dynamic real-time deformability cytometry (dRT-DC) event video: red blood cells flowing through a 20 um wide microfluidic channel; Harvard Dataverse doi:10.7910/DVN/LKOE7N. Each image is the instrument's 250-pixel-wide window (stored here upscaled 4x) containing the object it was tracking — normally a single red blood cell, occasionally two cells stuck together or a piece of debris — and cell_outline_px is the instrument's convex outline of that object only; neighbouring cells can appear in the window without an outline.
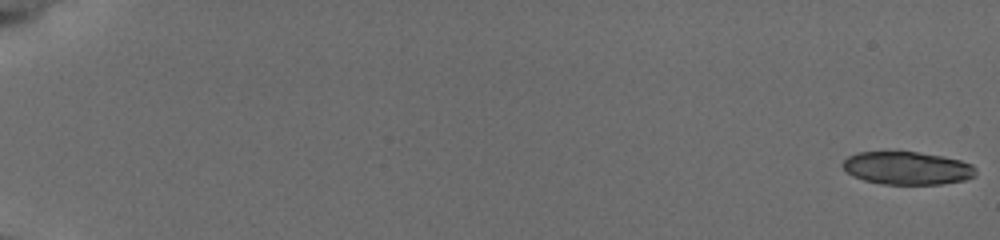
{"species": "common noctule bat (a hibernating species)", "species_latin": "Nyctalus noctula", "temperature_condition": "cold", "stored_images_in_passage": 28, "segment_of_instrument_passage": [1, 2], "camera_frame_rate_fps": 3000, "um_per_image_px": 0.085, "animal": {"sex": "female", "body_mass_g": 19.5, "forearm_length_mm": 54.1}, "frame": {"image": 1, "passage_image": 1, "time_ms": 0.0, "image_size_px": [1000, 240], "cell_outline_px": [[976, 176], [964, 180], [940, 184], [884, 184], [864, 180], [852, 176], [840, 164], [848, 156], [856, 152], [920, 152], [960, 160], [972, 164], [976, 168]], "centroid_in_image_um": [77.11, 14.29], "position_along_channel_um": 7.9, "area_um2": 25.55}}
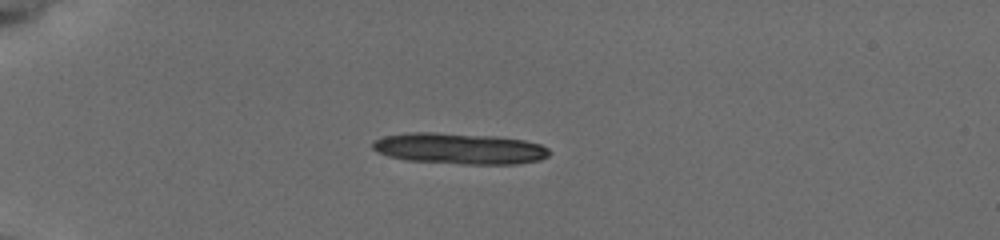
{"frame": {"image": 2, "passage_image": 17, "time_ms": 5.333, "image_size_px": [1000, 240], "cell_outline_px": [[552, 152], [548, 156], [540, 160], [516, 164], [464, 164], [408, 160], [388, 156], [372, 148], [372, 144], [376, 140], [384, 136], [408, 132], [432, 132], [496, 136], [524, 140], [540, 144], [548, 148]], "centroid_in_image_um": [39.1, 12.62], "position_along_channel_um": 45.9, "area_um2": 31.96}}